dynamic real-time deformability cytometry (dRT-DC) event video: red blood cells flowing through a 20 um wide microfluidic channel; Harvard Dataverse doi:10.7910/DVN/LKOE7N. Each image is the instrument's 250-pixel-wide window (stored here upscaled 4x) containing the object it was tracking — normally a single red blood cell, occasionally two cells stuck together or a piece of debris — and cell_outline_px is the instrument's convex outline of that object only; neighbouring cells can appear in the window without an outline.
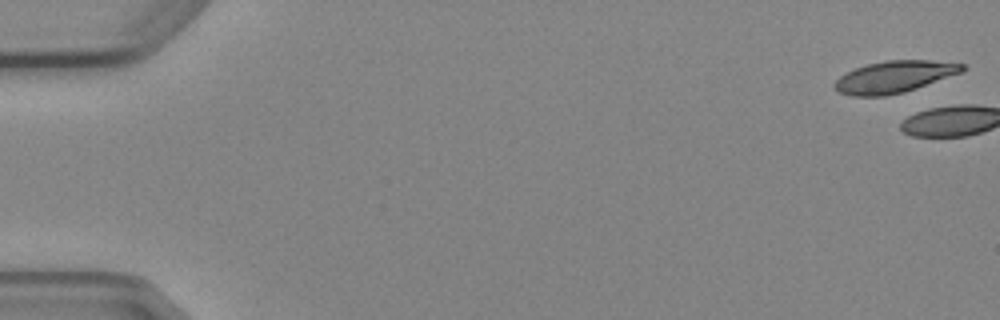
{"species": "Egyptian fruit bat (a non-hibernating species)", "species_latin": "Rousettus aegyptiacus", "temperature_condition": "cold", "stored_images_in_passage": 5, "camera_frame_rate_fps": 3000, "um_per_image_px": 0.085, "animal": {"sex": "female"}, "frame": {"image": 1, "passage_image": 1, "time_ms": 0.0, "image_size_px": [1000, 320], "cell_outline_px": [[964, 72], [904, 92], [884, 96], [852, 96], [840, 92], [832, 84], [840, 76], [856, 68], [868, 64], [888, 60], [932, 60], [964, 64]], "centroid_in_image_um": [76.04, 6.53], "position_along_channel_um": 9.0, "area_um2": 23.52}}